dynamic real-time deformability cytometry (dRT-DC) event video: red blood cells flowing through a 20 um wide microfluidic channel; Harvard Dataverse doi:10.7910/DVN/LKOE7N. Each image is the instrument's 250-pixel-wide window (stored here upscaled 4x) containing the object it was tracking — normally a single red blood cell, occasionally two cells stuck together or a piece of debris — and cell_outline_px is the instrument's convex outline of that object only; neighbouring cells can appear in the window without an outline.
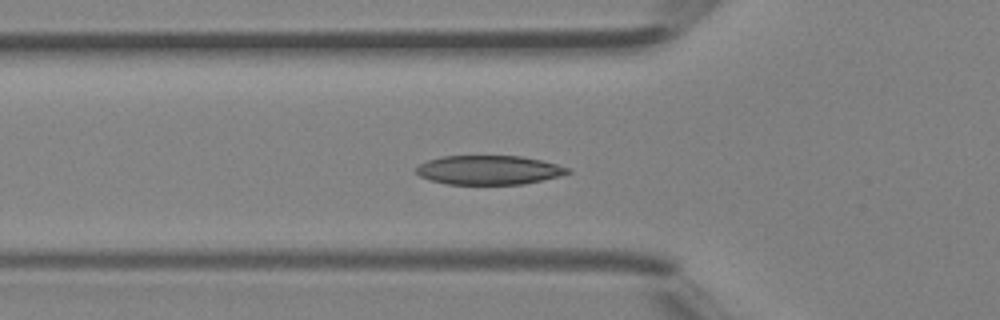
{"species": "Egyptian fruit bat (a non-hibernating species)", "species_latin": "Rousettus aegyptiacus", "temperature_condition": "room temperature", "stored_images_in_passage": 42, "camera_frame_rate_fps": 3000, "um_per_image_px": 0.085, "animal": {"sex": "female"}, "frame": {"image": 1, "passage_image": 14, "time_ms": 4.333, "image_size_px": [1000, 320], "cell_outline_px": [[572, 172], [560, 176], [524, 184], [448, 184], [432, 180], [420, 176], [416, 172], [416, 168], [420, 164], [428, 160], [440, 156], [524, 156], [556, 164], [568, 168]], "centroid_in_image_um": [41.56, 14.45], "position_along_channel_um": 84.2, "area_um2": 25.61}}
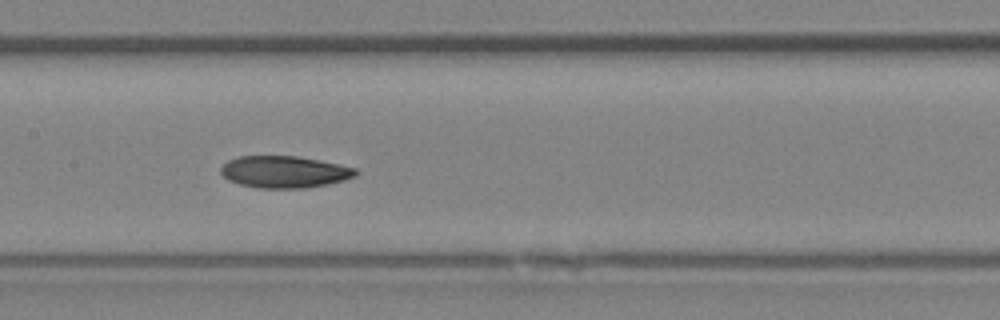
{"frame": {"image": 2, "passage_image": 20, "time_ms": 6.333, "image_size_px": [1000, 320], "cell_outline_px": [[356, 176], [344, 180], [328, 184], [304, 188], [260, 188], [240, 184], [228, 180], [220, 172], [220, 168], [228, 160], [236, 156], [296, 156], [340, 164], [356, 168]], "centroid_in_image_um": [24.16, 14.6], "position_along_channel_um": 183.2, "area_um2": 25.03}}
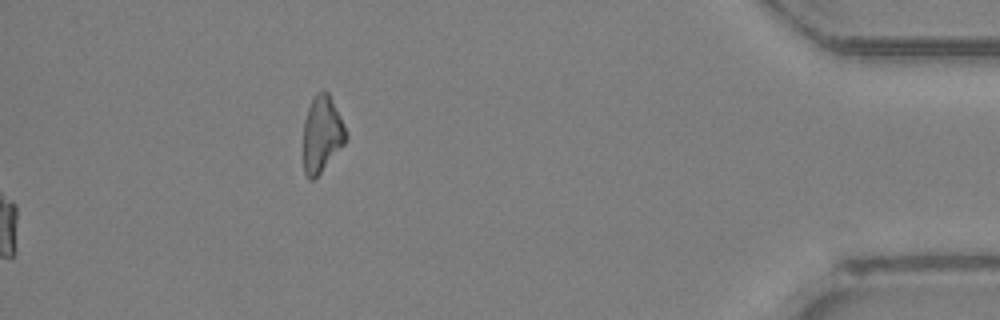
{"frame": {"image": 3, "passage_image": 42, "time_ms": 13.667, "image_size_px": [1000, 320], "cell_outline_px": [[348, 140], [320, 172], [312, 180], [308, 180], [304, 172], [304, 120], [308, 108], [316, 92], [328, 92], [348, 132]], "centroid_in_image_um": [27.38, 11.41], "position_along_channel_um": 407.8, "area_um2": 18.79}}